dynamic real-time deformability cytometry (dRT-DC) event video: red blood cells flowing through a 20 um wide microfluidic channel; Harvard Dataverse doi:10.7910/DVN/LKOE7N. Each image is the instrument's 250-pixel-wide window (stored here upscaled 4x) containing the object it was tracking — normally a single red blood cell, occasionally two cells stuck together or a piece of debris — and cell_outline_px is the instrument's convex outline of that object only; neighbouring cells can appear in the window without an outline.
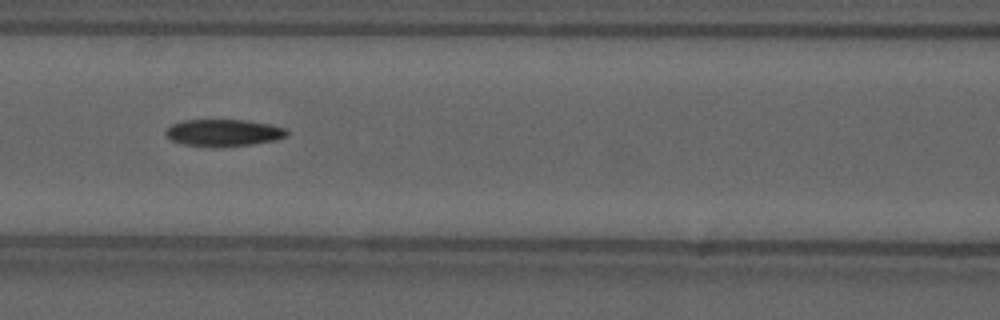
{"species": "common noctule bat (a hibernating species)", "species_latin": "Nyctalus noctula", "temperature_condition": "cold", "stored_images_in_passage": 55, "camera_frame_rate_fps": 3000, "um_per_image_px": 0.085, "animal": {"sex": "male", "forearm_length_mm": 52.5}, "frame": {"image": 1, "passage_image": 24, "time_ms": 7.667, "image_size_px": [1000, 320], "cell_outline_px": [[288, 136], [276, 140], [252, 144], [216, 148], [212, 148], [184, 144], [172, 140], [164, 132], [172, 124], [184, 120], [244, 120], [268, 124], [288, 128]], "centroid_in_image_um": [19.03, 11.3], "position_along_channel_um": 147.6, "area_um2": 19.19}, "authors_computed_cell_mechanics": {"area_um2": 18.4382, "velocity_mm_per_s": 3.7052, "shape_relaxation_time_tau1_ms": 9.9091, "shape_relaxation_time_tau2_ms": 6.6481, "deformation_change_tau1": 0.2157, "deformation_change_tau2": 0.1662}}